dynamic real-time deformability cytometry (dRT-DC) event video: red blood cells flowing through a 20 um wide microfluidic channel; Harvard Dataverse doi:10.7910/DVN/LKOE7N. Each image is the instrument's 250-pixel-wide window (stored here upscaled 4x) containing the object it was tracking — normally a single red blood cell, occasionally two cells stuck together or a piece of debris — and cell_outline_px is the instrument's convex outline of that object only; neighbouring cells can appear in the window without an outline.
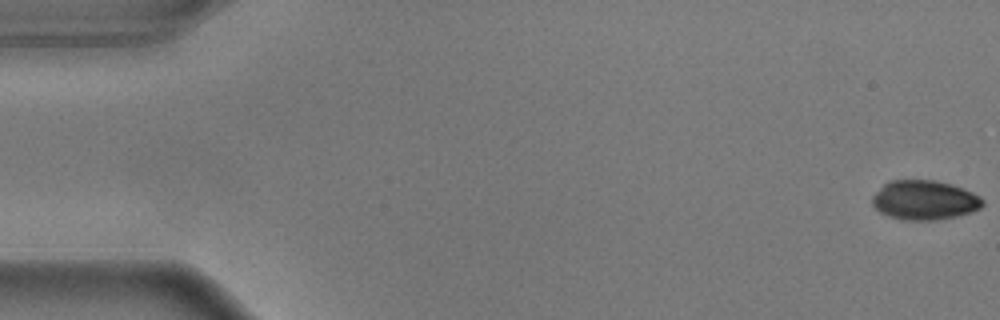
{"species": "common noctule bat (a hibernating species)", "species_latin": "Nyctalus noctula", "temperature_condition": "warm", "stored_images_in_passage": 56, "camera_frame_rate_fps": 3000, "um_per_image_px": 0.085, "animal": {"sex": "male", "body_mass_g": 17.9}, "frame": {"image": 1, "passage_image": 1, "time_ms": 0.0, "image_size_px": [1000, 320], "cell_outline_px": [[984, 204], [980, 208], [972, 212], [956, 216], [936, 220], [900, 220], [888, 216], [880, 212], [872, 204], [872, 196], [888, 180], [936, 180], [952, 184], [964, 188], [980, 196], [984, 200]], "centroid_in_image_um": [78.59, 17.01], "position_along_channel_um": 6.4, "area_um2": 25.61}}
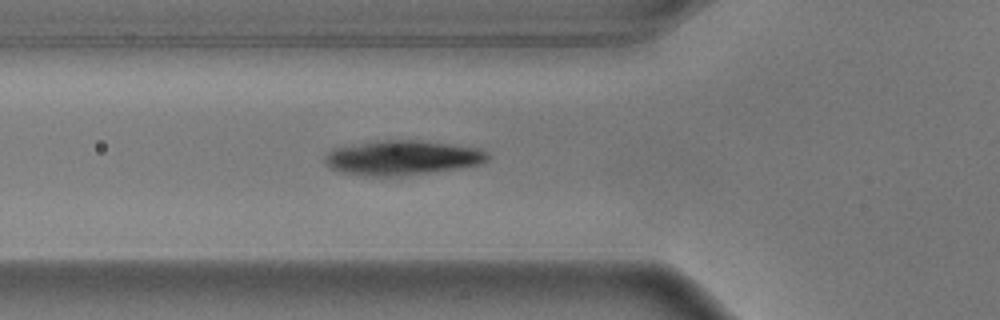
{"frame": {"image": 2, "passage_image": 20, "time_ms": 6.333, "image_size_px": [1000, 320], "cell_outline_px": [[492, 156], [488, 160], [480, 164], [456, 168], [400, 176], [372, 176], [340, 172], [332, 168], [324, 160], [324, 156], [332, 148], [384, 140], [412, 140], [448, 144], [480, 148], [488, 152]], "centroid_in_image_um": [34.21, 13.41], "position_along_channel_um": 91.6, "area_um2": 32.43}}
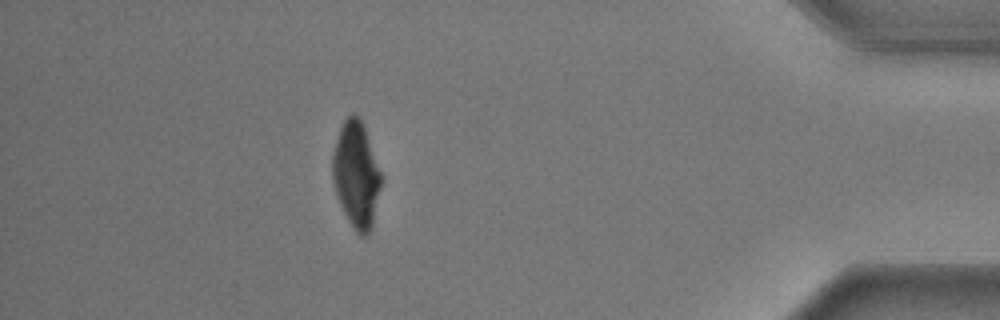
{"frame": {"image": 3, "passage_image": 50, "time_ms": 16.333, "image_size_px": [1000, 320], "cell_outline_px": [[384, 180], [372, 228], [364, 236], [360, 236], [352, 228], [340, 204], [332, 180], [332, 152], [340, 128], [344, 120], [352, 112], [364, 124], [384, 176]], "centroid_in_image_um": [30.32, 14.86], "position_along_channel_um": 404.9, "area_um2": 30.87}}